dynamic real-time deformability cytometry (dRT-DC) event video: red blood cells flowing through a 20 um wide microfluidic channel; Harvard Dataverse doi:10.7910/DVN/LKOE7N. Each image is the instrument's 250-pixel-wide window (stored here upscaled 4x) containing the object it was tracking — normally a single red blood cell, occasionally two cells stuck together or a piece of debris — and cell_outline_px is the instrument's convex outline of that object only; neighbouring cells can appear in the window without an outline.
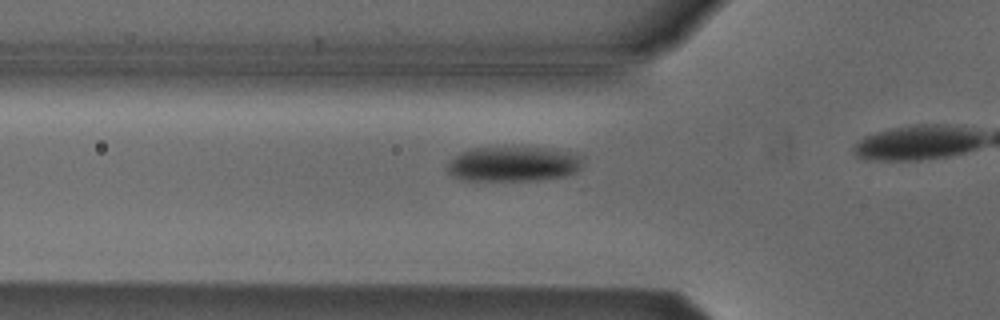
{"species": "Egyptian fruit bat (a non-hibernating species)", "species_latin": "Rousettus aegyptiacus", "temperature_condition": "cold", "stored_images_in_passage": 17, "camera_frame_rate_fps": 3000, "um_per_image_px": 0.085, "animal": {"sex": "male"}, "frame": {"image": 1, "passage_image": 12, "time_ms": 3.667, "image_size_px": [1000, 320], "cell_outline_px": [[584, 156], [580, 168], [576, 172], [564, 176], [536, 180], [460, 180], [452, 176], [448, 172], [448, 164], [460, 152], [472, 148], [552, 148]], "centroid_in_image_um": [43.65, 13.94], "position_along_channel_um": 82.1, "area_um2": 27.46}}
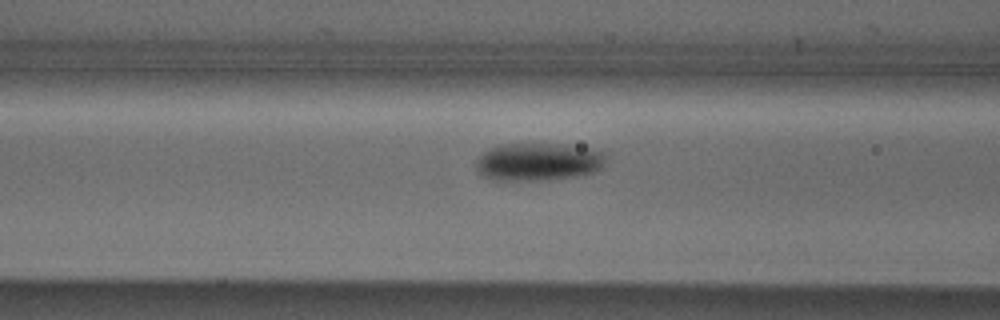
{"frame": {"image": 2, "passage_image": 15, "time_ms": 4.667, "image_size_px": [1000, 320], "cell_outline_px": [[604, 164], [600, 168], [592, 172], [576, 176], [536, 180], [492, 180], [476, 172], [476, 160], [484, 152], [500, 144], [568, 144], [588, 148], [604, 152]], "centroid_in_image_um": [45.72, 13.74], "position_along_channel_um": 120.9, "area_um2": 28.44}}